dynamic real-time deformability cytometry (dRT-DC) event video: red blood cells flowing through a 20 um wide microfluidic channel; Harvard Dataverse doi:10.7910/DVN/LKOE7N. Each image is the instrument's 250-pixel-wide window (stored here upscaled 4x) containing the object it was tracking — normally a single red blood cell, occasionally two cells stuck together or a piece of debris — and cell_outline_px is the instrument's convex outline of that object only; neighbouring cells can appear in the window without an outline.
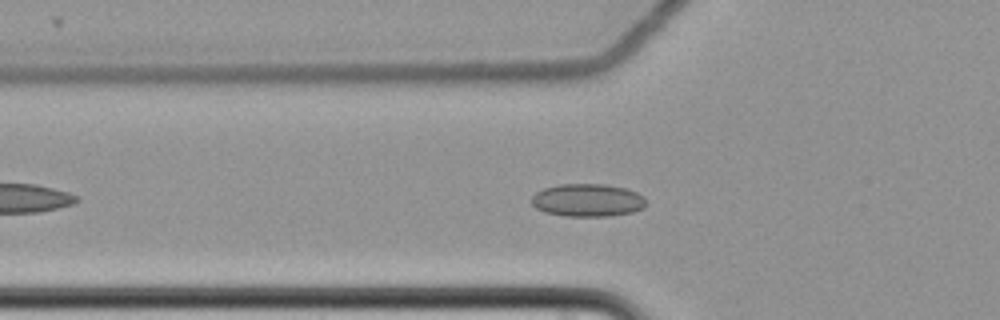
{"species": "common noctule bat (a hibernating species)", "species_latin": "Nyctalus noctula", "temperature_condition": "cold", "stored_images_in_passage": 49, "camera_frame_rate_fps": 3000, "um_per_image_px": 0.085, "animal": {"sex": "female", "body_mass_g": 22.7, "forearm_length_mm": 54.2}, "frame": {"image": 1, "passage_image": 10, "time_ms": 3.0, "image_size_px": [1000, 320], "cell_outline_px": [[648, 204], [644, 208], [632, 212], [608, 216], [564, 216], [544, 212], [536, 208], [532, 204], [532, 196], [536, 192], [544, 188], [560, 184], [604, 184], [624, 188], [636, 192], [644, 196]], "centroid_in_image_um": [49.96, 17.02], "position_along_channel_um": 75.8, "area_um2": 22.02}}
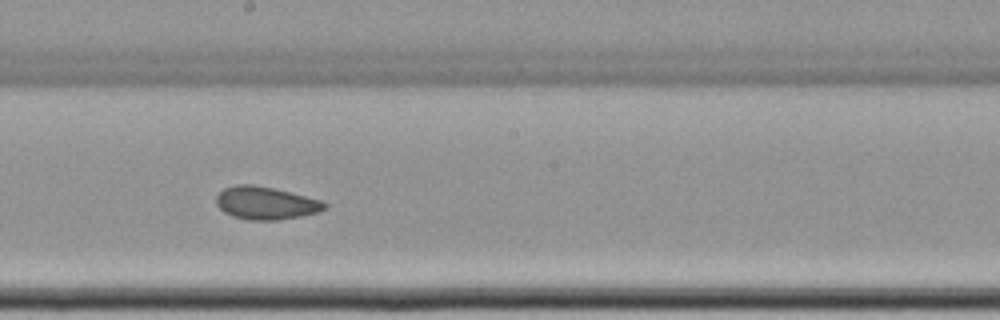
{"frame": {"image": 2, "passage_image": 23, "time_ms": 7.333, "image_size_px": [1000, 320], "cell_outline_px": [[328, 208], [316, 212], [300, 216], [276, 220], [248, 220], [232, 216], [224, 212], [216, 204], [216, 196], [224, 188], [236, 184], [252, 184], [272, 188], [320, 200], [328, 204]], "centroid_in_image_um": [22.55, 17.26], "position_along_channel_um": 225.6, "area_um2": 20.52}}
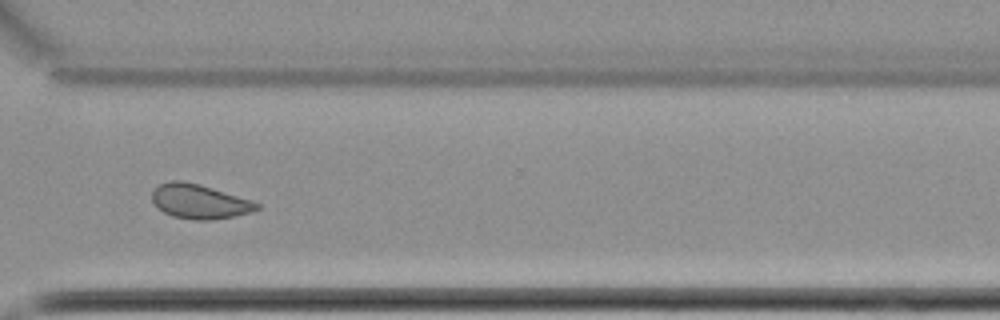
{"frame": {"image": 3, "passage_image": 34, "time_ms": 11.0, "image_size_px": [1000, 320], "cell_outline_px": [[260, 208], [252, 212], [232, 216], [208, 220], [196, 220], [172, 216], [156, 208], [152, 200], [152, 192], [160, 184], [172, 180], [180, 180], [200, 184], [252, 200], [260, 204]], "centroid_in_image_um": [16.94, 17.12], "position_along_channel_um": 353.7, "area_um2": 20.98}, "authors_computed_cell_mechanics": {"area_um2": 20.9236, "velocity_mm_per_s": 3.4727, "shape_relaxation_time_tau1_ms": null, "shape_relaxation_time_tau2_ms": 3.4383, "deformation_change_tau1": null, "deformation_change_tau2": 0.0779}}